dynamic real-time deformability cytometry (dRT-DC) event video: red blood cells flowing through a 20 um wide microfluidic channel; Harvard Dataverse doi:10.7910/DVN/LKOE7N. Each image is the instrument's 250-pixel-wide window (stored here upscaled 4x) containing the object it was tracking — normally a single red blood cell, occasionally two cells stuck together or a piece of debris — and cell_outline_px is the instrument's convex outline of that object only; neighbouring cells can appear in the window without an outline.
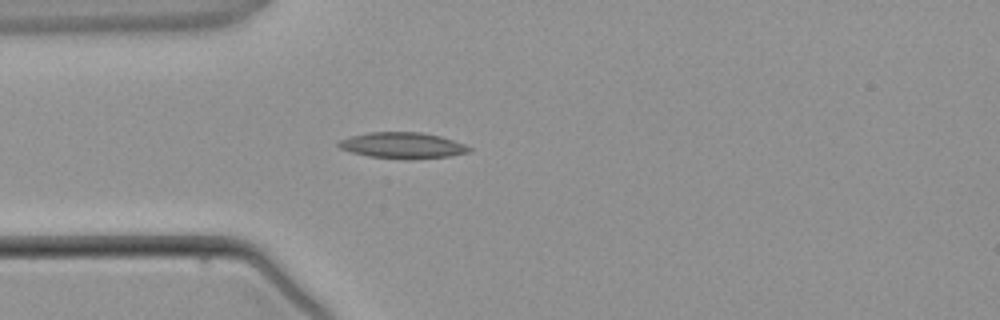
{"species": "common noctule bat (a hibernating species)", "species_latin": "Nyctalus noctula", "temperature_condition": "warm", "stored_images_in_passage": 4, "camera_frame_rate_fps": 3000, "um_per_image_px": 0.085, "animal": {"sex": "male", "body_mass_g": 21.5, "forearm_length_mm": 52.0}, "frame": {"image": 1, "passage_image": 4, "time_ms": 4.0, "image_size_px": [1000, 320], "cell_outline_px": [[472, 148], [468, 152], [448, 156], [408, 160], [368, 156], [352, 152], [340, 148], [336, 144], [340, 140], [352, 136], [368, 132], [420, 132], [440, 136], [464, 144]], "centroid_in_image_um": [34.2, 12.36], "position_along_channel_um": 50.8, "area_um2": 19.71}}